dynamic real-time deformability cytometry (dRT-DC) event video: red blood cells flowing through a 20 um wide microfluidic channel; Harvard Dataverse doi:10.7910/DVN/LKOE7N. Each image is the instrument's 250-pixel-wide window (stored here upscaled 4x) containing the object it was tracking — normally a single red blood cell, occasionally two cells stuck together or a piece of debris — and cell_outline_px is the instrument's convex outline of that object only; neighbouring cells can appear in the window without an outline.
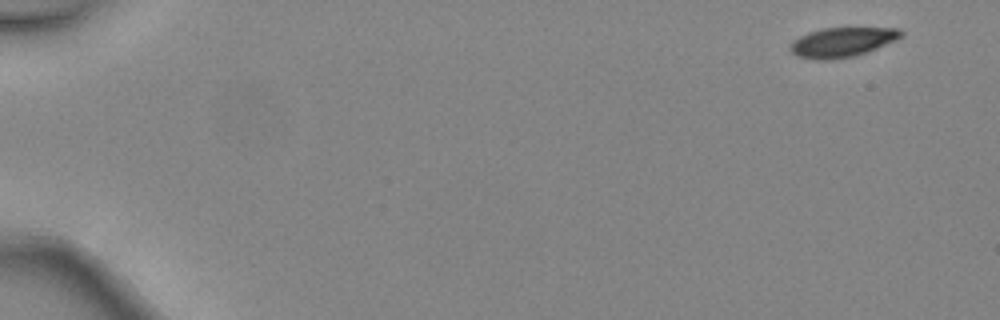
{"species": "common noctule bat (a hibernating species)", "species_latin": "Nyctalus noctula", "temperature_condition": "warm", "stored_images_in_passage": 5, "camera_frame_rate_fps": 3000, "um_per_image_px": 0.085, "animal": {"sex": "female", "body_mass_g": 24.6, "forearm_length_mm": 56.2}, "frame": {"image": 1, "passage_image": 1, "time_ms": 0.0, "image_size_px": [1000, 320], "cell_outline_px": [[904, 36], [896, 40], [876, 48], [852, 56], [832, 60], [820, 60], [796, 56], [788, 48], [792, 40], [808, 32], [824, 28], [900, 28], [904, 32]], "centroid_in_image_um": [71.57, 3.58], "position_along_channel_um": 13.4, "area_um2": 19.07}}
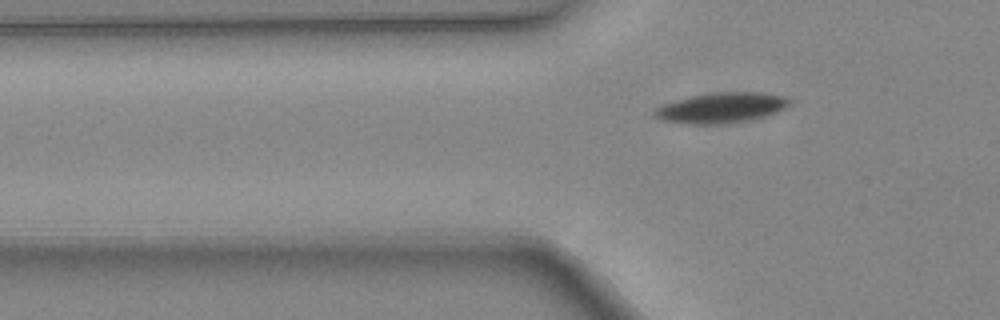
{"frame": {"image": 2, "passage_image": 5, "time_ms": 1.333, "image_size_px": [1000, 320], "cell_outline_px": [[792, 104], [776, 112], [752, 120], [720, 124], [684, 124], [660, 120], [652, 116], [652, 112], [656, 108], [664, 104], [676, 100], [716, 92], [764, 92], [784, 96], [792, 100]], "centroid_in_image_um": [61.32, 9.17], "position_along_channel_um": 64.5, "area_um2": 23.99}}